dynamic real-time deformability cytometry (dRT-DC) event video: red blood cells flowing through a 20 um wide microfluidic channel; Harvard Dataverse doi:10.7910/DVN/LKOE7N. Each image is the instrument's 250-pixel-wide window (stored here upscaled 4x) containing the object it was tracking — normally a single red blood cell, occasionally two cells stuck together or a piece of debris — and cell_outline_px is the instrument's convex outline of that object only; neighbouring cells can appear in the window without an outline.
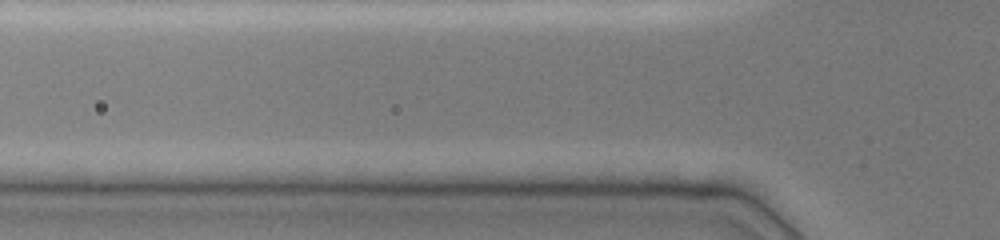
{"species": "common noctule bat (a hibernating species)", "species_latin": "Nyctalus noctula", "temperature_condition": "cold", "stored_images_in_passage": 4, "camera_frame_rate_fps": 3000, "um_per_image_px": 0.085, "animal": {"sex": "female", "body_mass_g": 19.0, "forearm_length_mm": 51.5}, "frame": {"image": 1, "passage_image": 4, "time_ms": 1.667, "image_size_px": [1000, 240], "cell_outline_px": [[740, 196], [696, 196], [588, 192], [576, 188], [596, 180], [720, 184]], "centroid_in_image_um": [55.88, 16.02], "position_along_channel_um": 69.9, "area_um2": 13.06}}